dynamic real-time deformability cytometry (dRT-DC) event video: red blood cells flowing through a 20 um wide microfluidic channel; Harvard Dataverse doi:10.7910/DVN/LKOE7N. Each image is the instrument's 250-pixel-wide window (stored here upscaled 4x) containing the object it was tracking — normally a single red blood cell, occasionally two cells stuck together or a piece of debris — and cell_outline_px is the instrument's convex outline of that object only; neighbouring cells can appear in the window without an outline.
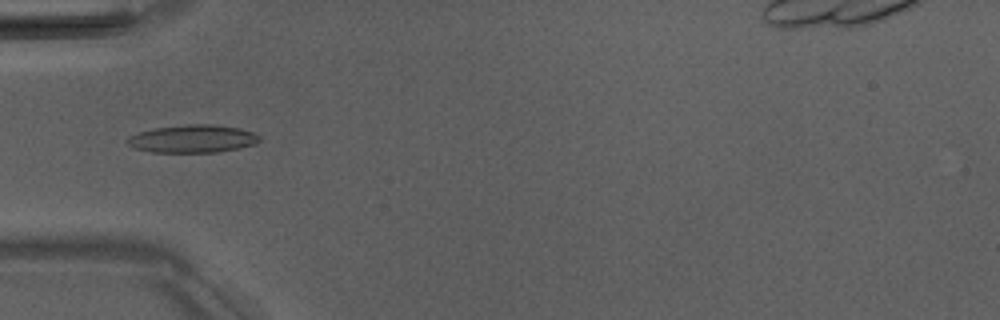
{"species": "Egyptian fruit bat (a non-hibernating species)", "species_latin": "Rousettus aegyptiacus", "temperature_condition": "room temperature", "stored_images_in_passage": 5, "camera_frame_rate_fps": 3000, "um_per_image_px": 0.085, "animal": {"sex": "male"}, "frame": {"image": 1, "passage_image": 5, "time_ms": 5.333, "image_size_px": [1000, 320], "cell_outline_px": [[260, 140], [256, 144], [240, 148], [216, 152], [152, 152], [132, 148], [124, 140], [128, 136], [152, 128], [188, 124], [212, 124], [240, 128], [252, 132], [260, 136]], "centroid_in_image_um": [16.35, 11.79], "position_along_channel_um": 68.6, "area_um2": 21.62}}